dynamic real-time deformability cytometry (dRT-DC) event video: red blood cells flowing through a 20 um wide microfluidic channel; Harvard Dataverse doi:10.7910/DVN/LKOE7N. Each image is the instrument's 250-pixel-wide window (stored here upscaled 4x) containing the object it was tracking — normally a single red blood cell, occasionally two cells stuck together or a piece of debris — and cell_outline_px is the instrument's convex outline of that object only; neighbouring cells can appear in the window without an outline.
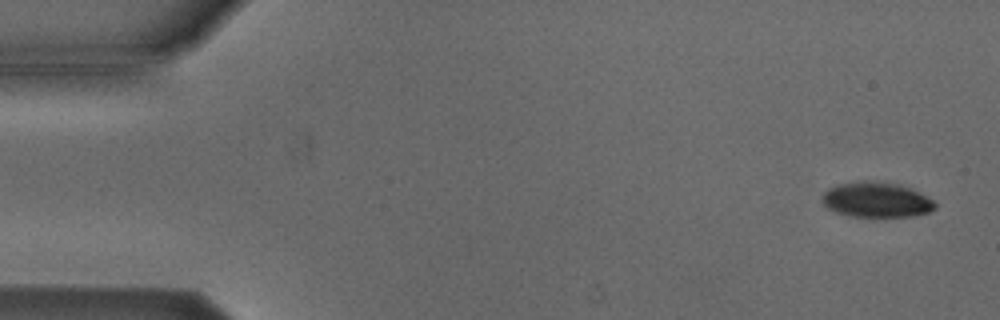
{"species": "Egyptian fruit bat (a non-hibernating species)", "species_latin": "Rousettus aegyptiacus", "temperature_condition": "cold", "stored_images_in_passage": 54, "camera_frame_rate_fps": 3000, "um_per_image_px": 0.085, "animal": {"sex": "male"}, "frame": {"image": 1, "passage_image": 3, "time_ms": 0.667, "image_size_px": [1000, 320], "cell_outline_px": [[936, 208], [928, 212], [912, 216], [852, 216], [836, 212], [828, 208], [824, 204], [820, 196], [828, 188], [836, 184], [864, 180], [868, 180], [900, 184], [920, 192], [932, 200], [936, 204]], "centroid_in_image_um": [74.47, 16.96], "position_along_channel_um": 10.5, "area_um2": 23.18}}
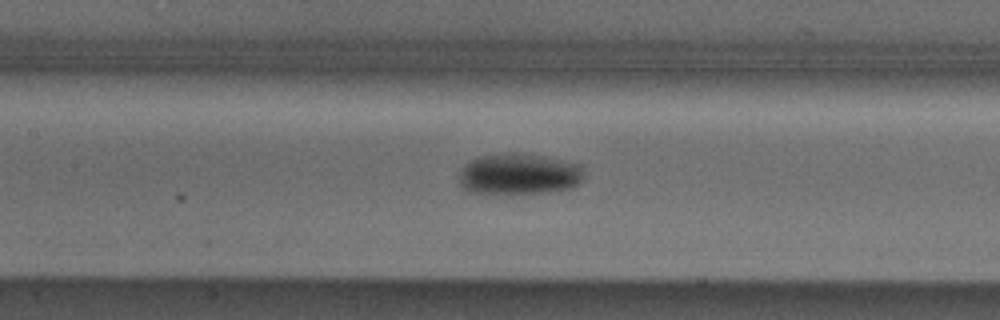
{"frame": {"image": 2, "passage_image": 25, "time_ms": 8.0, "image_size_px": [1000, 320], "cell_outline_px": [[584, 176], [572, 188], [548, 192], [468, 192], [460, 184], [460, 172], [464, 164], [476, 156], [512, 152], [516, 152], [580, 164], [584, 168]], "centroid_in_image_um": [44.1, 14.77], "position_along_channel_um": 163.3, "area_um2": 29.54}}
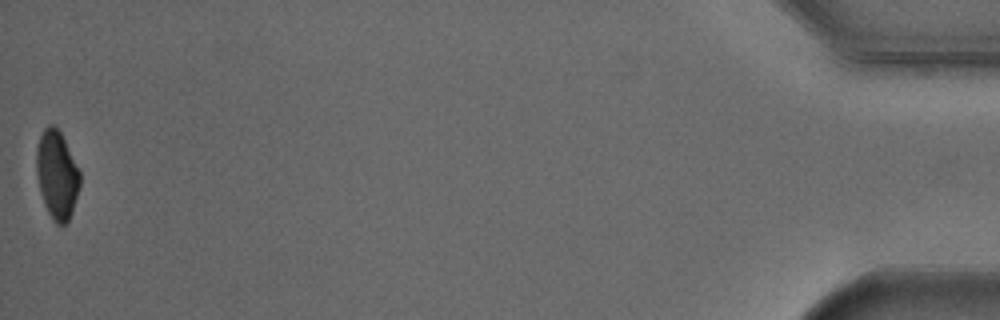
{"frame": {"image": 3, "passage_image": 54, "time_ms": 17.667, "image_size_px": [1000, 320], "cell_outline_px": [[80, 184], [72, 212], [68, 220], [64, 224], [56, 224], [52, 220], [44, 204], [40, 192], [36, 172], [36, 148], [40, 136], [44, 128], [48, 124], [52, 124], [60, 132], [80, 172]], "centroid_in_image_um": [4.81, 14.86], "position_along_channel_um": 430.4, "area_um2": 22.2}, "authors_computed_cell_mechanics": {"area_um2": 25.0563, "velocity_mm_per_s": 3.8226, "shape_relaxation_time_tau1_ms": 2.6408, "shape_relaxation_time_tau2_ms": null, "deformation_change_tau1": 0.1135, "deformation_change_tau2": null}}